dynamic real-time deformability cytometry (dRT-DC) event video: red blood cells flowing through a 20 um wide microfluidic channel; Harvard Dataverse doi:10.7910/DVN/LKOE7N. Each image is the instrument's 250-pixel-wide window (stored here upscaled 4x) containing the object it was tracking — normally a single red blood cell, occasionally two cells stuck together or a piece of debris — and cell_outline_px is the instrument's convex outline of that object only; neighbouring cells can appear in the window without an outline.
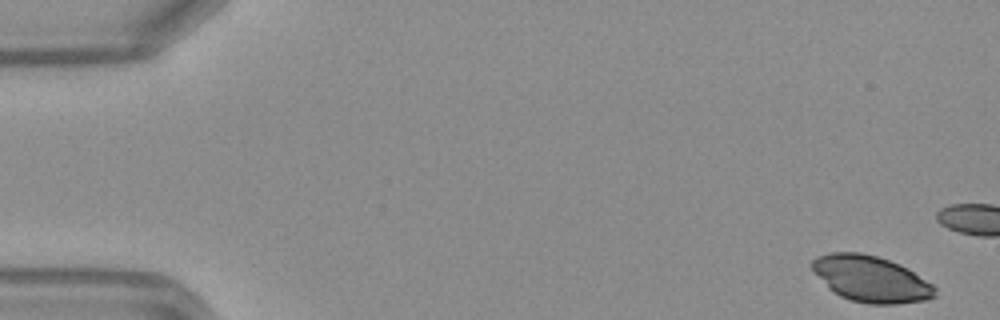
{"species": "Egyptian fruit bat (a non-hibernating species)", "species_latin": "Rousettus aegyptiacus", "temperature_condition": "warm", "stored_images_in_passage": 14, "camera_frame_rate_fps": 3000, "um_per_image_px": 0.085, "frame": {"image": 1, "passage_image": 1, "time_ms": 0.0, "image_size_px": [1000, 320], "cell_outline_px": [[936, 296], [924, 300], [896, 304], [868, 304], [848, 300], [832, 292], [828, 288], [812, 268], [812, 260], [816, 256], [832, 252], [860, 252], [876, 256], [900, 264], [908, 268], [932, 284], [936, 288]], "centroid_in_image_um": [74.02, 23.71], "position_along_channel_um": 11.0, "area_um2": 33.06}}